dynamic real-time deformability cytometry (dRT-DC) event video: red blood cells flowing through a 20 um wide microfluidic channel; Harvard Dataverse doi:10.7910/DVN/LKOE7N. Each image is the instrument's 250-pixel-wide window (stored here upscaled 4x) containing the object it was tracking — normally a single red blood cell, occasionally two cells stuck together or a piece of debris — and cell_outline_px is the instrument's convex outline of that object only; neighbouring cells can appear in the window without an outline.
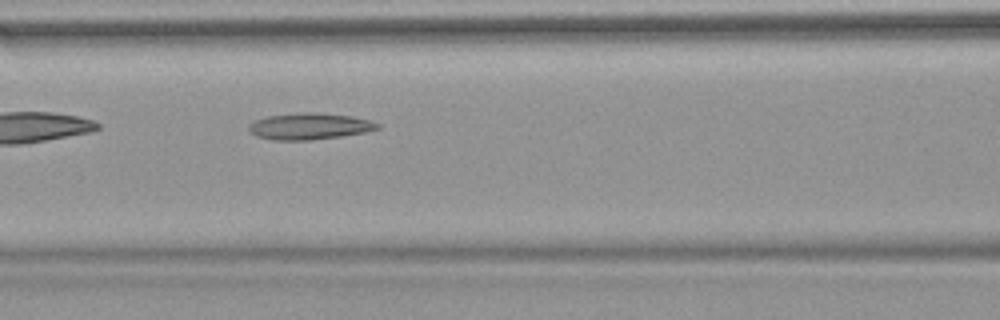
{"species": "common noctule bat (a hibernating species)", "species_latin": "Nyctalus noctula", "temperature_condition": "warm", "stored_images_in_passage": 33, "camera_frame_rate_fps": 3000, "um_per_image_px": 0.085, "animal": {"sex": "female", "body_mass_g": 18.4}, "frame": {"image": 1, "passage_image": 6, "time_ms": 1.667, "image_size_px": [1000, 320], "cell_outline_px": [[380, 128], [364, 132], [340, 136], [312, 140], [272, 140], [256, 136], [248, 132], [248, 124], [256, 120], [268, 116], [296, 112], [316, 112], [352, 116], [372, 120], [380, 124]], "centroid_in_image_um": [26.29, 10.73], "position_along_channel_um": 140.3, "area_um2": 20.06}}